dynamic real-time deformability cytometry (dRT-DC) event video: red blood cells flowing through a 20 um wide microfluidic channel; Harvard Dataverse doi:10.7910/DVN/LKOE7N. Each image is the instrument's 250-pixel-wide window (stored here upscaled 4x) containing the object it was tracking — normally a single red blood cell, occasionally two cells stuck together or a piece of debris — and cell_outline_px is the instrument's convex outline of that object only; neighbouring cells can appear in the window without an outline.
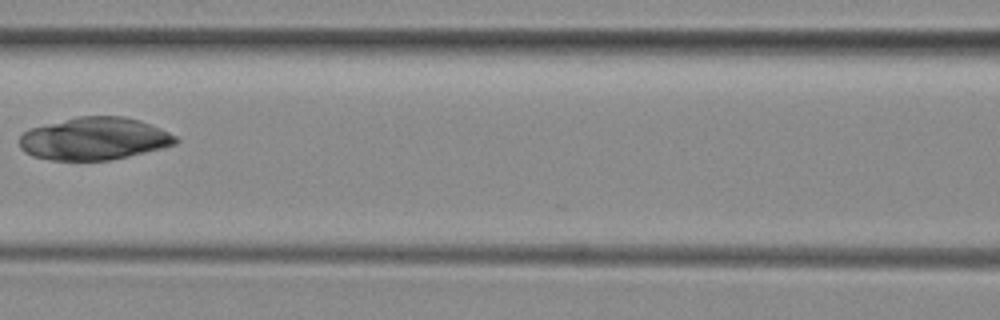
{"species": "common noctule bat (a hibernating species)", "species_latin": "Nyctalus noctula", "temperature_condition": "room temperature", "stored_images_in_passage": 6, "camera_frame_rate_fps": 3000, "um_per_image_px": 0.085, "animal": {"sex": "female", "body_mass_g": 29.2, "forearm_length_mm": 56.3}, "frame": {"image": 1, "passage_image": 5, "time_ms": 5.667, "image_size_px": [1000, 320], "cell_outline_px": [[180, 140], [176, 144], [128, 156], [108, 160], [52, 160], [32, 156], [24, 152], [20, 148], [20, 136], [24, 132], [32, 128], [76, 116], [124, 116], [140, 120], [160, 128], [176, 136]], "centroid_in_image_um": [8.01, 11.78], "position_along_channel_um": 158.6, "area_um2": 38.55}}
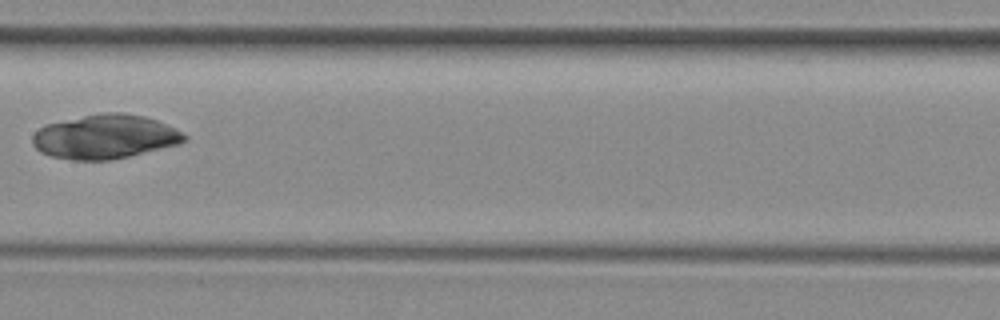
{"frame": {"image": 2, "passage_image": 6, "time_ms": 6.667, "image_size_px": [1000, 320], "cell_outline_px": [[188, 140], [180, 144], [112, 160], [72, 160], [52, 156], [40, 152], [32, 144], [32, 136], [44, 124], [104, 112], [120, 112], [144, 116], [156, 120], [176, 128], [188, 136]], "centroid_in_image_um": [8.95, 11.62], "position_along_channel_um": 198.5, "area_um2": 39.13}}